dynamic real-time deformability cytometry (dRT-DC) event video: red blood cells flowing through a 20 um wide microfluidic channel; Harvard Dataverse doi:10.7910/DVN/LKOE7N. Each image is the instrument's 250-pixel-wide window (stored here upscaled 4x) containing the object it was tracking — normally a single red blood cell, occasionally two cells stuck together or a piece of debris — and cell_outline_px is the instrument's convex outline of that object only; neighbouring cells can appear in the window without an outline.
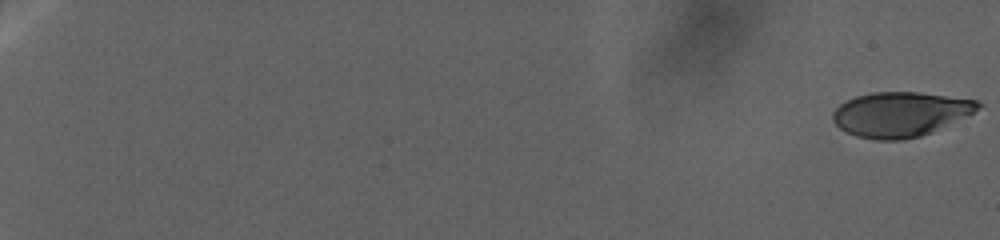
{"species": "human", "species_latin": "Homo sapiens", "temperature_condition": "warm", "stored_images_in_passage": 63, "camera_frame_rate_fps": 3000, "um_per_image_px": 0.085, "donor": {"sex": "female"}, "frame": {"image": 1, "passage_image": 1, "time_ms": 0.0, "image_size_px": [1000, 240], "cell_outline_px": [[984, 104], [972, 112], [932, 132], [920, 136], [900, 140], [876, 140], [856, 136], [840, 128], [832, 120], [832, 112], [840, 104], [856, 96], [872, 92], [916, 92], [976, 100]], "centroid_in_image_um": [76.48, 9.71], "position_along_channel_um": 8.5, "area_um2": 37.4}}